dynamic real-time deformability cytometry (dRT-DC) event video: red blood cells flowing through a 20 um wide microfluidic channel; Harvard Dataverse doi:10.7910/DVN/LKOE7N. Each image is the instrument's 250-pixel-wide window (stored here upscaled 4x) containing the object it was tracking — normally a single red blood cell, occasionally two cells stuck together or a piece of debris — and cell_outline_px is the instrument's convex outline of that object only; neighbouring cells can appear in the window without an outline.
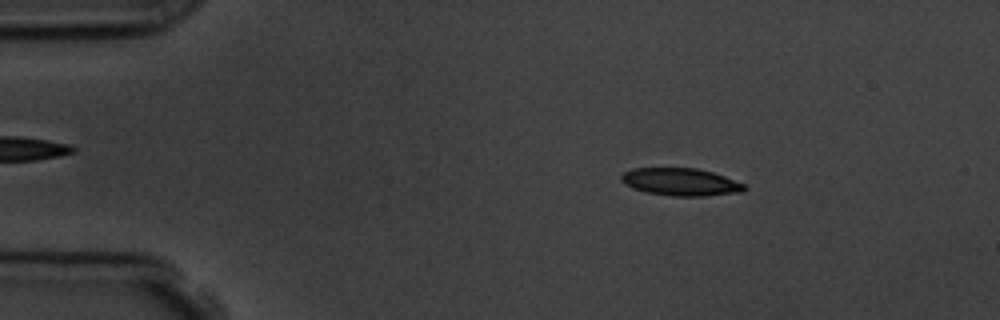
{"species": "common noctule bat (a hibernating species)", "species_latin": "Nyctalus noctula", "temperature_condition": "room temperature", "stored_images_in_passage": 4, "camera_frame_rate_fps": 3000, "um_per_image_px": 0.085, "animal": {"sex": "male", "body_mass_g": 19.5, "forearm_length_mm": 54.6}, "frame": {"image": 1, "passage_image": 2, "time_ms": 1.333, "image_size_px": [1000, 320], "cell_outline_px": [[748, 188], [744, 192], [704, 196], [672, 196], [648, 192], [632, 188], [624, 184], [620, 180], [620, 176], [624, 172], [632, 168], [696, 168], [712, 172], [724, 176], [744, 184]], "centroid_in_image_um": [57.86, 15.47], "position_along_channel_um": 27.1, "area_um2": 19.83}}
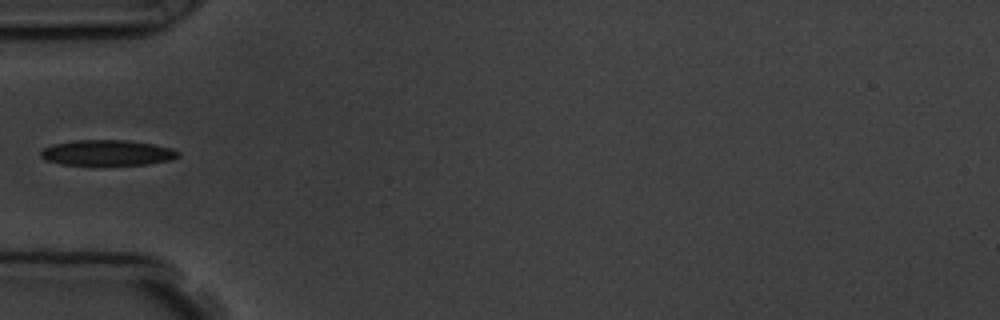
{"frame": {"image": 2, "passage_image": 4, "time_ms": 4.333, "image_size_px": [1000, 320], "cell_outline_px": [[180, 156], [172, 160], [148, 164], [64, 164], [44, 160], [40, 156], [40, 152], [44, 148], [52, 144], [76, 140], [128, 140], [152, 144], [172, 148], [180, 152]], "centroid_in_image_um": [9.14, 12.97], "position_along_channel_um": 75.9, "area_um2": 20.35}}